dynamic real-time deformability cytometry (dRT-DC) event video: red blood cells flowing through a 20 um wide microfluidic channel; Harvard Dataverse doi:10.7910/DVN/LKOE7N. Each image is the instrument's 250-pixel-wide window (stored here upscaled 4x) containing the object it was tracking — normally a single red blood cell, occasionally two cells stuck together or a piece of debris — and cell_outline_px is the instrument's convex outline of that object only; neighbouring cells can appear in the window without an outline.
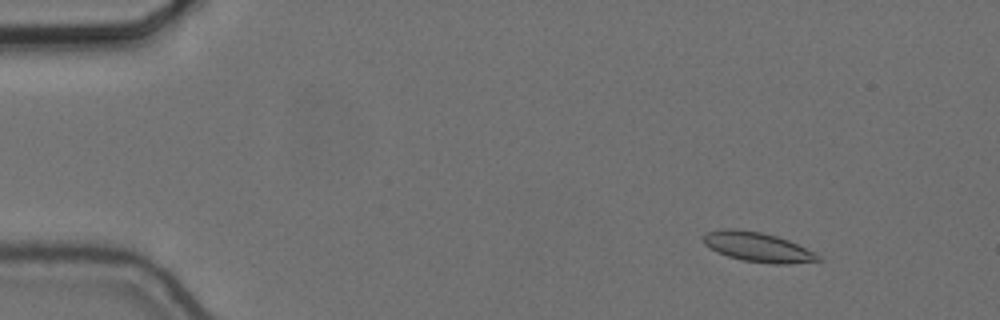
{"species": "common noctule bat (a hibernating species)", "species_latin": "Nyctalus noctula", "temperature_condition": "cold", "stored_images_in_passage": 56, "camera_frame_rate_fps": 3000, "um_per_image_px": 0.085, "animal": {"sex": "female", "body_mass_g": 24.6, "forearm_length_mm": 56.2}, "frame": {"image": 1, "passage_image": 6, "time_ms": 1.667, "image_size_px": [1000, 320], "cell_outline_px": [[824, 260], [788, 264], [772, 264], [744, 260], [728, 256], [716, 252], [704, 244], [704, 236], [708, 232], [724, 228], [736, 228], [760, 232], [776, 236], [788, 240], [816, 252]], "centroid_in_image_um": [64.44, 21.0], "position_along_channel_um": 20.6, "area_um2": 19.77}}
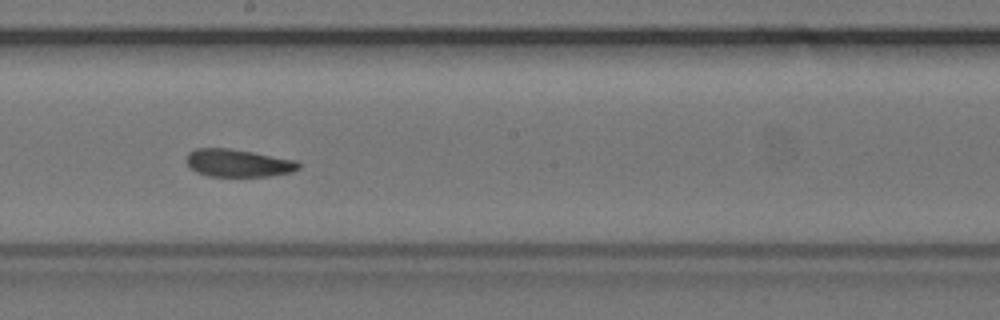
{"frame": {"image": 2, "passage_image": 31, "time_ms": 10.0, "image_size_px": [1000, 320], "cell_outline_px": [[300, 168], [292, 172], [268, 176], [208, 176], [196, 172], [184, 160], [188, 152], [196, 148], [228, 148], [252, 152], [296, 160], [300, 164]], "centroid_in_image_um": [20.22, 13.85], "position_along_channel_um": 228.0, "area_um2": 18.09}}
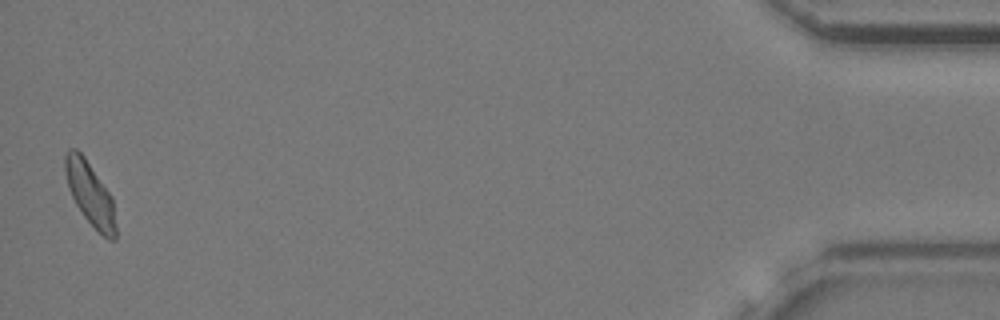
{"frame": {"image": 3, "passage_image": 55, "time_ms": 18.0, "image_size_px": [1000, 320], "cell_outline_px": [[116, 240], [108, 240], [84, 216], [76, 204], [68, 188], [64, 172], [64, 156], [68, 148], [76, 148], [84, 156], [112, 196], [116, 228]], "centroid_in_image_um": [7.64, 16.43], "position_along_channel_um": 427.6, "area_um2": 18.61}, "authors_computed_cell_mechanics": {"area_um2": 18.785, "velocity_mm_per_s": 3.631, "shape_relaxation_time_tau1_ms": 5.3008, "shape_relaxation_time_tau2_ms": 3.342, "deformation_change_tau1": 0.118, "deformation_change_tau2": 0.1083}}